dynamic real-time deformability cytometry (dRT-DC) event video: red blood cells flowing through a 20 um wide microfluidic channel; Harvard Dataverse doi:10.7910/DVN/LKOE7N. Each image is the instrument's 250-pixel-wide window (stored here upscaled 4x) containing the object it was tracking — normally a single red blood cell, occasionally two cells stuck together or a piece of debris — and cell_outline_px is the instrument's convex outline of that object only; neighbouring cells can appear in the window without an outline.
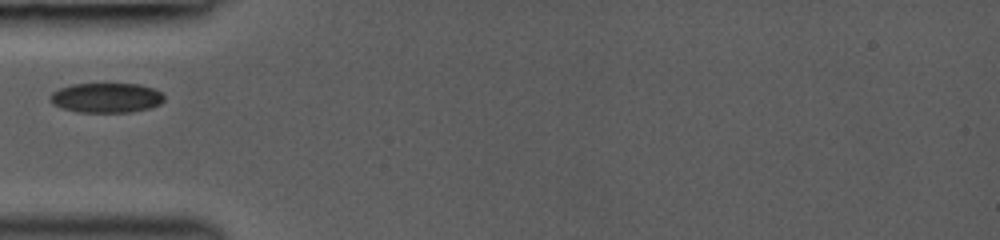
{"species": "common noctule bat (a hibernating species)", "species_latin": "Nyctalus noctula", "temperature_condition": "room temperature", "stored_images_in_passage": 24, "camera_frame_rate_fps": 3000, "um_per_image_px": 0.085, "animal": {"sex": "female", "body_mass_g": 19.0, "forearm_length_mm": 53.3}, "frame": {"image": 1, "passage_image": 1, "time_ms": 0.0, "image_size_px": [1000, 240], "cell_outline_px": [[164, 100], [160, 104], [148, 108], [132, 112], [76, 112], [60, 108], [52, 104], [48, 100], [48, 96], [52, 92], [60, 88], [72, 84], [140, 84], [152, 88], [160, 92], [164, 96]], "centroid_in_image_um": [8.98, 8.32], "position_along_channel_um": 76.0, "area_um2": 19.94}}
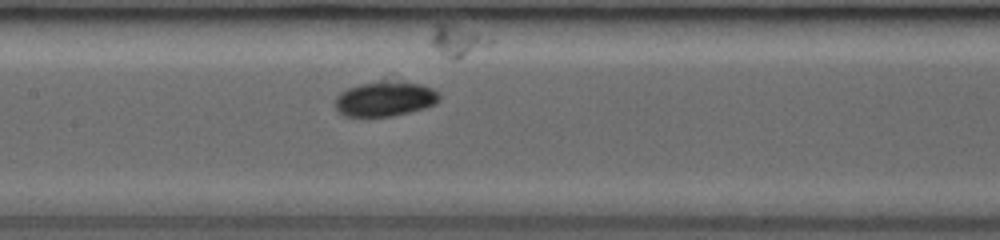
{"frame": {"image": 2, "passage_image": 8, "time_ms": 2.333, "image_size_px": [1000, 240], "cell_outline_px": [[440, 100], [436, 104], [424, 108], [392, 116], [344, 116], [336, 108], [336, 96], [340, 92], [348, 88], [360, 84], [380, 80], [388, 80], [420, 84], [432, 88], [440, 92]], "centroid_in_image_um": [32.75, 8.39], "position_along_channel_um": 174.6, "area_um2": 21.27}}
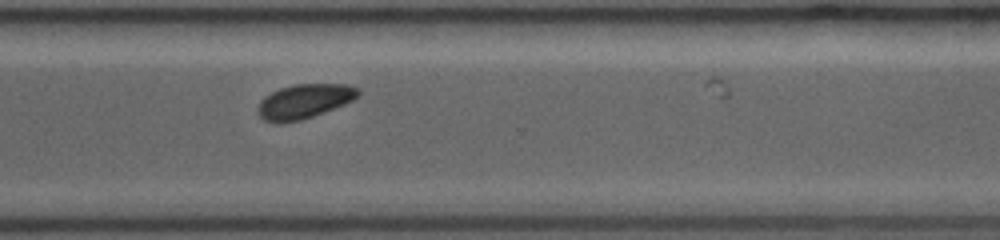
{"frame": {"image": 3, "passage_image": 20, "time_ms": 6.333, "image_size_px": [1000, 240], "cell_outline_px": [[360, 96], [344, 104], [324, 112], [300, 120], [280, 124], [276, 124], [264, 120], [256, 112], [256, 108], [260, 100], [264, 96], [280, 88], [292, 84], [344, 84], [360, 88]], "centroid_in_image_um": [25.83, 8.61], "position_along_channel_um": 344.8, "area_um2": 20.35}}